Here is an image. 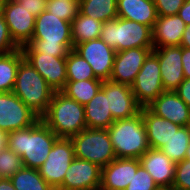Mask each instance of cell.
I'll use <instances>...</instances> for the list:
<instances>
[{"instance_id": "obj_1", "label": "cell", "mask_w": 190, "mask_h": 190, "mask_svg": "<svg viewBox=\"0 0 190 190\" xmlns=\"http://www.w3.org/2000/svg\"><path fill=\"white\" fill-rule=\"evenodd\" d=\"M71 49H74L71 22L47 10L36 17L32 40L21 47L23 53H44L54 57H67Z\"/></svg>"}, {"instance_id": "obj_2", "label": "cell", "mask_w": 190, "mask_h": 190, "mask_svg": "<svg viewBox=\"0 0 190 190\" xmlns=\"http://www.w3.org/2000/svg\"><path fill=\"white\" fill-rule=\"evenodd\" d=\"M59 137L39 119L32 126L8 133L7 148L22 158L26 168L39 169Z\"/></svg>"}, {"instance_id": "obj_3", "label": "cell", "mask_w": 190, "mask_h": 190, "mask_svg": "<svg viewBox=\"0 0 190 190\" xmlns=\"http://www.w3.org/2000/svg\"><path fill=\"white\" fill-rule=\"evenodd\" d=\"M40 119L59 138H70L87 128L84 106L61 91H55Z\"/></svg>"}, {"instance_id": "obj_4", "label": "cell", "mask_w": 190, "mask_h": 190, "mask_svg": "<svg viewBox=\"0 0 190 190\" xmlns=\"http://www.w3.org/2000/svg\"><path fill=\"white\" fill-rule=\"evenodd\" d=\"M107 131L116 158L139 159L150 148L141 112L132 118L114 121Z\"/></svg>"}, {"instance_id": "obj_5", "label": "cell", "mask_w": 190, "mask_h": 190, "mask_svg": "<svg viewBox=\"0 0 190 190\" xmlns=\"http://www.w3.org/2000/svg\"><path fill=\"white\" fill-rule=\"evenodd\" d=\"M27 107L41 117L55 93L42 75L24 58L21 60L12 91Z\"/></svg>"}, {"instance_id": "obj_6", "label": "cell", "mask_w": 190, "mask_h": 190, "mask_svg": "<svg viewBox=\"0 0 190 190\" xmlns=\"http://www.w3.org/2000/svg\"><path fill=\"white\" fill-rule=\"evenodd\" d=\"M99 38L116 52L153 47L152 29L149 26L120 17L103 22Z\"/></svg>"}, {"instance_id": "obj_7", "label": "cell", "mask_w": 190, "mask_h": 190, "mask_svg": "<svg viewBox=\"0 0 190 190\" xmlns=\"http://www.w3.org/2000/svg\"><path fill=\"white\" fill-rule=\"evenodd\" d=\"M70 139L74 147V155L78 159L90 161L101 168L116 159L107 129L85 128Z\"/></svg>"}, {"instance_id": "obj_8", "label": "cell", "mask_w": 190, "mask_h": 190, "mask_svg": "<svg viewBox=\"0 0 190 190\" xmlns=\"http://www.w3.org/2000/svg\"><path fill=\"white\" fill-rule=\"evenodd\" d=\"M137 103L141 107L150 105L165 90L161 79L158 57L151 52L131 85Z\"/></svg>"}, {"instance_id": "obj_9", "label": "cell", "mask_w": 190, "mask_h": 190, "mask_svg": "<svg viewBox=\"0 0 190 190\" xmlns=\"http://www.w3.org/2000/svg\"><path fill=\"white\" fill-rule=\"evenodd\" d=\"M74 158V147L71 139L58 138L53 144L47 160L38 169V172L56 190L63 183L65 173Z\"/></svg>"}, {"instance_id": "obj_10", "label": "cell", "mask_w": 190, "mask_h": 190, "mask_svg": "<svg viewBox=\"0 0 190 190\" xmlns=\"http://www.w3.org/2000/svg\"><path fill=\"white\" fill-rule=\"evenodd\" d=\"M40 117L13 92L0 93V130L6 133L28 128Z\"/></svg>"}, {"instance_id": "obj_11", "label": "cell", "mask_w": 190, "mask_h": 190, "mask_svg": "<svg viewBox=\"0 0 190 190\" xmlns=\"http://www.w3.org/2000/svg\"><path fill=\"white\" fill-rule=\"evenodd\" d=\"M74 50L90 64L96 78L102 81L110 79L116 51L102 39L76 44Z\"/></svg>"}, {"instance_id": "obj_12", "label": "cell", "mask_w": 190, "mask_h": 190, "mask_svg": "<svg viewBox=\"0 0 190 190\" xmlns=\"http://www.w3.org/2000/svg\"><path fill=\"white\" fill-rule=\"evenodd\" d=\"M3 17L13 41L21 48L32 40L36 17L16 0H5Z\"/></svg>"}, {"instance_id": "obj_13", "label": "cell", "mask_w": 190, "mask_h": 190, "mask_svg": "<svg viewBox=\"0 0 190 190\" xmlns=\"http://www.w3.org/2000/svg\"><path fill=\"white\" fill-rule=\"evenodd\" d=\"M102 168L90 161L74 158L56 190H99Z\"/></svg>"}, {"instance_id": "obj_14", "label": "cell", "mask_w": 190, "mask_h": 190, "mask_svg": "<svg viewBox=\"0 0 190 190\" xmlns=\"http://www.w3.org/2000/svg\"><path fill=\"white\" fill-rule=\"evenodd\" d=\"M101 90L108 98L109 109L114 121L129 119L140 113L141 106L137 103L131 86L105 80Z\"/></svg>"}, {"instance_id": "obj_15", "label": "cell", "mask_w": 190, "mask_h": 190, "mask_svg": "<svg viewBox=\"0 0 190 190\" xmlns=\"http://www.w3.org/2000/svg\"><path fill=\"white\" fill-rule=\"evenodd\" d=\"M153 47H139L116 52L109 80L131 86Z\"/></svg>"}, {"instance_id": "obj_16", "label": "cell", "mask_w": 190, "mask_h": 190, "mask_svg": "<svg viewBox=\"0 0 190 190\" xmlns=\"http://www.w3.org/2000/svg\"><path fill=\"white\" fill-rule=\"evenodd\" d=\"M29 62L55 91H61L67 82L66 57L44 53H23Z\"/></svg>"}, {"instance_id": "obj_17", "label": "cell", "mask_w": 190, "mask_h": 190, "mask_svg": "<svg viewBox=\"0 0 190 190\" xmlns=\"http://www.w3.org/2000/svg\"><path fill=\"white\" fill-rule=\"evenodd\" d=\"M160 65L161 79L165 91H175L185 79L182 67V47L164 46L152 51Z\"/></svg>"}, {"instance_id": "obj_18", "label": "cell", "mask_w": 190, "mask_h": 190, "mask_svg": "<svg viewBox=\"0 0 190 190\" xmlns=\"http://www.w3.org/2000/svg\"><path fill=\"white\" fill-rule=\"evenodd\" d=\"M140 165L152 176L161 190H171L175 163L160 149L149 148L140 158Z\"/></svg>"}, {"instance_id": "obj_19", "label": "cell", "mask_w": 190, "mask_h": 190, "mask_svg": "<svg viewBox=\"0 0 190 190\" xmlns=\"http://www.w3.org/2000/svg\"><path fill=\"white\" fill-rule=\"evenodd\" d=\"M139 159L116 158L102 168L99 190H125L137 172Z\"/></svg>"}, {"instance_id": "obj_20", "label": "cell", "mask_w": 190, "mask_h": 190, "mask_svg": "<svg viewBox=\"0 0 190 190\" xmlns=\"http://www.w3.org/2000/svg\"><path fill=\"white\" fill-rule=\"evenodd\" d=\"M147 107L161 118L180 126H187L190 107L175 91H164Z\"/></svg>"}, {"instance_id": "obj_21", "label": "cell", "mask_w": 190, "mask_h": 190, "mask_svg": "<svg viewBox=\"0 0 190 190\" xmlns=\"http://www.w3.org/2000/svg\"><path fill=\"white\" fill-rule=\"evenodd\" d=\"M185 29L186 24L179 15L158 16L152 28L153 48L180 46Z\"/></svg>"}, {"instance_id": "obj_22", "label": "cell", "mask_w": 190, "mask_h": 190, "mask_svg": "<svg viewBox=\"0 0 190 190\" xmlns=\"http://www.w3.org/2000/svg\"><path fill=\"white\" fill-rule=\"evenodd\" d=\"M140 112L142 113L146 127L147 140L150 148L160 149L181 127L168 119L156 115L148 107H141Z\"/></svg>"}, {"instance_id": "obj_23", "label": "cell", "mask_w": 190, "mask_h": 190, "mask_svg": "<svg viewBox=\"0 0 190 190\" xmlns=\"http://www.w3.org/2000/svg\"><path fill=\"white\" fill-rule=\"evenodd\" d=\"M117 14L120 18L144 24L151 29L158 18L153 0H117Z\"/></svg>"}, {"instance_id": "obj_24", "label": "cell", "mask_w": 190, "mask_h": 190, "mask_svg": "<svg viewBox=\"0 0 190 190\" xmlns=\"http://www.w3.org/2000/svg\"><path fill=\"white\" fill-rule=\"evenodd\" d=\"M84 109L87 128L108 129L114 122L109 109L108 98L101 89L84 105Z\"/></svg>"}, {"instance_id": "obj_25", "label": "cell", "mask_w": 190, "mask_h": 190, "mask_svg": "<svg viewBox=\"0 0 190 190\" xmlns=\"http://www.w3.org/2000/svg\"><path fill=\"white\" fill-rule=\"evenodd\" d=\"M103 22L85 16L79 12L78 16L71 22L72 42L76 44L98 39L100 37Z\"/></svg>"}, {"instance_id": "obj_26", "label": "cell", "mask_w": 190, "mask_h": 190, "mask_svg": "<svg viewBox=\"0 0 190 190\" xmlns=\"http://www.w3.org/2000/svg\"><path fill=\"white\" fill-rule=\"evenodd\" d=\"M23 58L21 48L8 54L0 55V93L13 91L17 70Z\"/></svg>"}, {"instance_id": "obj_27", "label": "cell", "mask_w": 190, "mask_h": 190, "mask_svg": "<svg viewBox=\"0 0 190 190\" xmlns=\"http://www.w3.org/2000/svg\"><path fill=\"white\" fill-rule=\"evenodd\" d=\"M102 83L101 79L67 81L61 92L84 106L101 89Z\"/></svg>"}, {"instance_id": "obj_28", "label": "cell", "mask_w": 190, "mask_h": 190, "mask_svg": "<svg viewBox=\"0 0 190 190\" xmlns=\"http://www.w3.org/2000/svg\"><path fill=\"white\" fill-rule=\"evenodd\" d=\"M79 12L102 22L114 20L118 17L117 0H80Z\"/></svg>"}, {"instance_id": "obj_29", "label": "cell", "mask_w": 190, "mask_h": 190, "mask_svg": "<svg viewBox=\"0 0 190 190\" xmlns=\"http://www.w3.org/2000/svg\"><path fill=\"white\" fill-rule=\"evenodd\" d=\"M10 180L16 190H55L43 179L38 169L23 167Z\"/></svg>"}, {"instance_id": "obj_30", "label": "cell", "mask_w": 190, "mask_h": 190, "mask_svg": "<svg viewBox=\"0 0 190 190\" xmlns=\"http://www.w3.org/2000/svg\"><path fill=\"white\" fill-rule=\"evenodd\" d=\"M189 142L190 129L181 126L160 150L176 164L185 159Z\"/></svg>"}, {"instance_id": "obj_31", "label": "cell", "mask_w": 190, "mask_h": 190, "mask_svg": "<svg viewBox=\"0 0 190 190\" xmlns=\"http://www.w3.org/2000/svg\"><path fill=\"white\" fill-rule=\"evenodd\" d=\"M67 81H81L98 79L95 77L90 64L74 49H71L66 57Z\"/></svg>"}, {"instance_id": "obj_32", "label": "cell", "mask_w": 190, "mask_h": 190, "mask_svg": "<svg viewBox=\"0 0 190 190\" xmlns=\"http://www.w3.org/2000/svg\"><path fill=\"white\" fill-rule=\"evenodd\" d=\"M47 11L68 22L79 14V3L64 0H48Z\"/></svg>"}, {"instance_id": "obj_33", "label": "cell", "mask_w": 190, "mask_h": 190, "mask_svg": "<svg viewBox=\"0 0 190 190\" xmlns=\"http://www.w3.org/2000/svg\"><path fill=\"white\" fill-rule=\"evenodd\" d=\"M22 158L7 147L0 150V179L10 178L23 168Z\"/></svg>"}, {"instance_id": "obj_34", "label": "cell", "mask_w": 190, "mask_h": 190, "mask_svg": "<svg viewBox=\"0 0 190 190\" xmlns=\"http://www.w3.org/2000/svg\"><path fill=\"white\" fill-rule=\"evenodd\" d=\"M125 190H161L154 182L152 176L142 167L138 166L137 172Z\"/></svg>"}, {"instance_id": "obj_35", "label": "cell", "mask_w": 190, "mask_h": 190, "mask_svg": "<svg viewBox=\"0 0 190 190\" xmlns=\"http://www.w3.org/2000/svg\"><path fill=\"white\" fill-rule=\"evenodd\" d=\"M171 190H190V160L175 164V177Z\"/></svg>"}, {"instance_id": "obj_36", "label": "cell", "mask_w": 190, "mask_h": 190, "mask_svg": "<svg viewBox=\"0 0 190 190\" xmlns=\"http://www.w3.org/2000/svg\"><path fill=\"white\" fill-rule=\"evenodd\" d=\"M20 47L11 38L8 25L4 17H0V55L11 53Z\"/></svg>"}, {"instance_id": "obj_37", "label": "cell", "mask_w": 190, "mask_h": 190, "mask_svg": "<svg viewBox=\"0 0 190 190\" xmlns=\"http://www.w3.org/2000/svg\"><path fill=\"white\" fill-rule=\"evenodd\" d=\"M158 16L178 15L186 0H153Z\"/></svg>"}, {"instance_id": "obj_38", "label": "cell", "mask_w": 190, "mask_h": 190, "mask_svg": "<svg viewBox=\"0 0 190 190\" xmlns=\"http://www.w3.org/2000/svg\"><path fill=\"white\" fill-rule=\"evenodd\" d=\"M31 12L35 17L39 16L43 11L47 10L48 0H16Z\"/></svg>"}, {"instance_id": "obj_39", "label": "cell", "mask_w": 190, "mask_h": 190, "mask_svg": "<svg viewBox=\"0 0 190 190\" xmlns=\"http://www.w3.org/2000/svg\"><path fill=\"white\" fill-rule=\"evenodd\" d=\"M175 92L190 107V78H185Z\"/></svg>"}, {"instance_id": "obj_40", "label": "cell", "mask_w": 190, "mask_h": 190, "mask_svg": "<svg viewBox=\"0 0 190 190\" xmlns=\"http://www.w3.org/2000/svg\"><path fill=\"white\" fill-rule=\"evenodd\" d=\"M182 67L184 78H190V49L182 47Z\"/></svg>"}, {"instance_id": "obj_41", "label": "cell", "mask_w": 190, "mask_h": 190, "mask_svg": "<svg viewBox=\"0 0 190 190\" xmlns=\"http://www.w3.org/2000/svg\"><path fill=\"white\" fill-rule=\"evenodd\" d=\"M178 15L186 25H190V0L185 1V3L179 9Z\"/></svg>"}, {"instance_id": "obj_42", "label": "cell", "mask_w": 190, "mask_h": 190, "mask_svg": "<svg viewBox=\"0 0 190 190\" xmlns=\"http://www.w3.org/2000/svg\"><path fill=\"white\" fill-rule=\"evenodd\" d=\"M180 46L190 49V25H186Z\"/></svg>"}, {"instance_id": "obj_43", "label": "cell", "mask_w": 190, "mask_h": 190, "mask_svg": "<svg viewBox=\"0 0 190 190\" xmlns=\"http://www.w3.org/2000/svg\"><path fill=\"white\" fill-rule=\"evenodd\" d=\"M0 190H16L10 178L0 179Z\"/></svg>"}, {"instance_id": "obj_44", "label": "cell", "mask_w": 190, "mask_h": 190, "mask_svg": "<svg viewBox=\"0 0 190 190\" xmlns=\"http://www.w3.org/2000/svg\"><path fill=\"white\" fill-rule=\"evenodd\" d=\"M8 133L0 130V150L7 147Z\"/></svg>"}, {"instance_id": "obj_45", "label": "cell", "mask_w": 190, "mask_h": 190, "mask_svg": "<svg viewBox=\"0 0 190 190\" xmlns=\"http://www.w3.org/2000/svg\"><path fill=\"white\" fill-rule=\"evenodd\" d=\"M5 0H0V17L3 16Z\"/></svg>"}, {"instance_id": "obj_46", "label": "cell", "mask_w": 190, "mask_h": 190, "mask_svg": "<svg viewBox=\"0 0 190 190\" xmlns=\"http://www.w3.org/2000/svg\"><path fill=\"white\" fill-rule=\"evenodd\" d=\"M185 159L190 160V142H189L188 148L186 150V157H185Z\"/></svg>"}, {"instance_id": "obj_47", "label": "cell", "mask_w": 190, "mask_h": 190, "mask_svg": "<svg viewBox=\"0 0 190 190\" xmlns=\"http://www.w3.org/2000/svg\"><path fill=\"white\" fill-rule=\"evenodd\" d=\"M187 127L190 129V112H189V117H188Z\"/></svg>"}, {"instance_id": "obj_48", "label": "cell", "mask_w": 190, "mask_h": 190, "mask_svg": "<svg viewBox=\"0 0 190 190\" xmlns=\"http://www.w3.org/2000/svg\"><path fill=\"white\" fill-rule=\"evenodd\" d=\"M64 1H71V2H77V3L80 2V0H64Z\"/></svg>"}]
</instances>
